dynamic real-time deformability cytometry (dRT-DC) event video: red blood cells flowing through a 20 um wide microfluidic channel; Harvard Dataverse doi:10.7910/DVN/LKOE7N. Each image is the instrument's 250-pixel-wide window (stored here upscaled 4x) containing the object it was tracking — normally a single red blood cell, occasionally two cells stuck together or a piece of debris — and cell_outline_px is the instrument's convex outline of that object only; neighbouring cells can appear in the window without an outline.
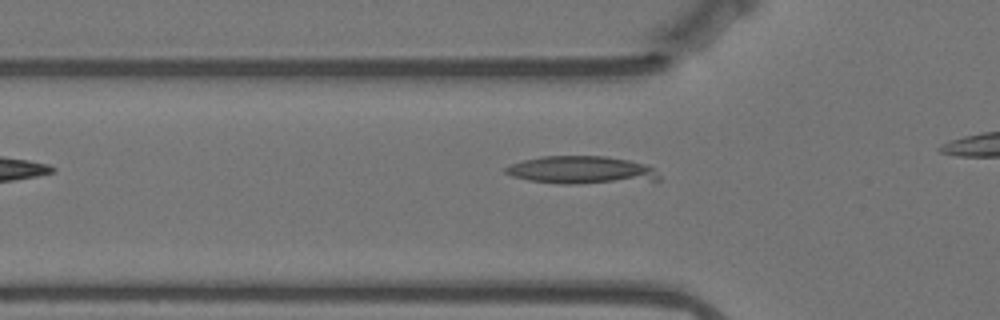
{"species": "Egyptian fruit bat (a non-hibernating species)", "species_latin": "Rousettus aegyptiacus", "temperature_condition": "warm", "stored_images_in_passage": 16, "camera_frame_rate_fps": 3000, "um_per_image_px": 0.085, "animal": {"sex": "female"}, "frame": {"image": 1, "passage_image": 3, "time_ms": 0.667, "image_size_px": [1000, 320], "cell_outline_px": [[660, 180], [576, 184], [564, 184], [528, 180], [512, 176], [504, 172], [504, 168], [512, 164], [524, 160], [540, 156], [608, 156], [648, 164], [660, 176]], "centroid_in_image_um": [49.43, 14.45], "position_along_channel_um": 76.4, "area_um2": 24.85}}
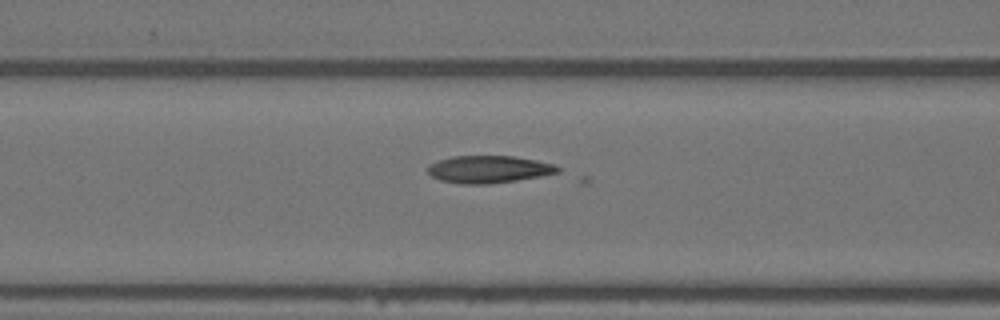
{"frame": {"image": 2, "passage_image": 7, "time_ms": 2.0, "image_size_px": [1000, 320], "cell_outline_px": [[560, 172], [540, 176], [516, 180], [488, 184], [464, 184], [440, 180], [432, 176], [428, 172], [428, 164], [452, 156], [512, 156], [536, 160], [556, 164], [560, 168]], "centroid_in_image_um": [41.56, 14.38], "position_along_channel_um": 125.0, "area_um2": 20.63}}
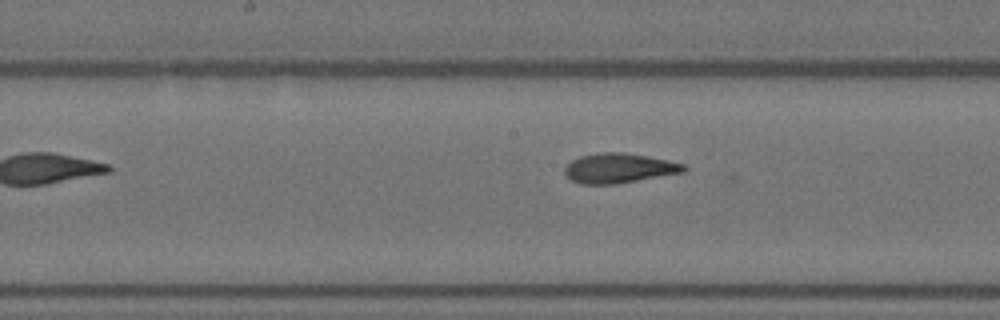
{"frame": {"image": 3, "passage_image": 13, "time_ms": 4.0, "image_size_px": [1000, 320], "cell_outline_px": [[688, 168], [684, 172], [616, 184], [580, 184], [572, 180], [564, 172], [564, 168], [572, 160], [580, 156], [600, 152], [624, 152], [648, 156], [668, 160], [684, 164]], "centroid_in_image_um": [52.62, 14.29], "position_along_channel_um": 195.6, "area_um2": 20.63}}